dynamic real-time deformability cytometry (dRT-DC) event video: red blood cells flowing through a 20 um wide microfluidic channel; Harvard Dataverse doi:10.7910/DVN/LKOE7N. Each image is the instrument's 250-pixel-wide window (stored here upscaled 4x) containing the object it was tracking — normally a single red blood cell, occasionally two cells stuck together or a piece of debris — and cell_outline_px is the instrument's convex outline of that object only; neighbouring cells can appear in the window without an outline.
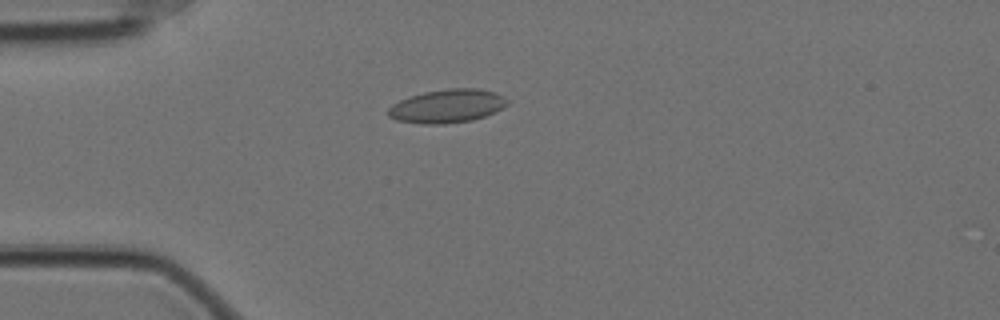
{"species": "Egyptian fruit bat (a non-hibernating species)", "species_latin": "Rousettus aegyptiacus", "temperature_condition": "cold", "stored_images_in_passage": 8, "camera_frame_rate_fps": 3000, "um_per_image_px": 0.085, "animal": {"sex": "female"}, "frame": {"image": 1, "passage_image": 5, "time_ms": 1.333, "image_size_px": [1000, 320], "cell_outline_px": [[512, 100], [508, 104], [496, 112], [472, 120], [444, 124], [424, 124], [396, 120], [388, 116], [388, 108], [392, 104], [408, 96], [424, 92], [448, 88], [480, 88], [496, 92]], "centroid_in_image_um": [38.05, 9.0], "position_along_channel_um": 47.0, "area_um2": 23.58}}